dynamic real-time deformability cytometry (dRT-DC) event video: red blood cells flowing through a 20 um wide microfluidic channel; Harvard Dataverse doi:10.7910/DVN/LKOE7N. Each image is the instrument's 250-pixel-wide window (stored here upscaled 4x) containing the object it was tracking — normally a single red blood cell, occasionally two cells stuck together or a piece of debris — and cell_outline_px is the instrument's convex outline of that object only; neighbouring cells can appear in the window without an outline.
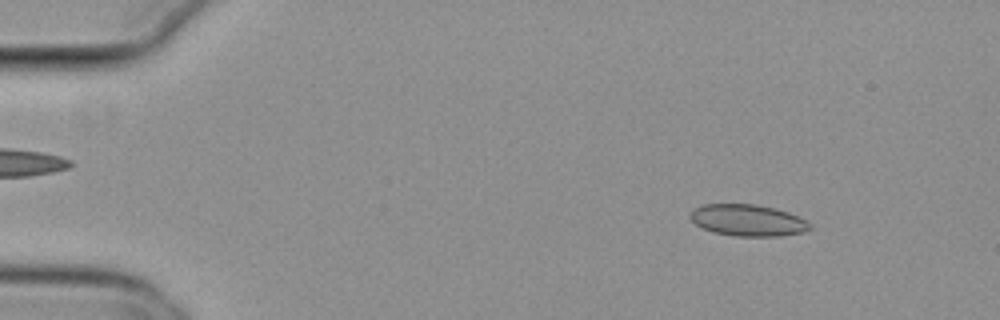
{"species": "common noctule bat (a hibernating species)", "species_latin": "Nyctalus noctula", "temperature_condition": "cold", "stored_images_in_passage": 51, "camera_frame_rate_fps": 3000, "um_per_image_px": 0.085, "animal": {"sex": "female", "body_mass_g": 29.2, "forearm_length_mm": 56.3}, "frame": {"image": 1, "passage_image": 4, "time_ms": 1.0, "image_size_px": [1000, 320], "cell_outline_px": [[812, 228], [804, 232], [780, 236], [736, 236], [712, 232], [696, 224], [688, 216], [692, 208], [704, 204], [756, 204], [776, 208], [788, 212], [812, 224]], "centroid_in_image_um": [63.55, 18.72], "position_along_channel_um": 21.5, "area_um2": 22.14}}
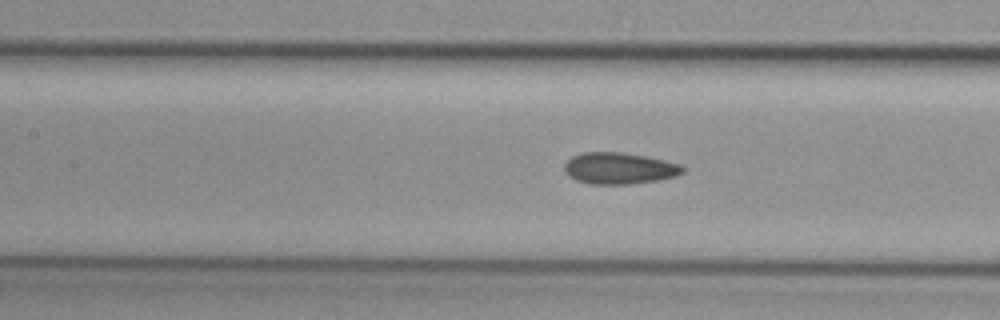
{"frame": {"image": 2, "passage_image": 22, "time_ms": 7.0, "image_size_px": [1000, 320], "cell_outline_px": [[684, 172], [676, 176], [660, 180], [628, 184], [588, 184], [576, 180], [568, 176], [564, 172], [564, 164], [572, 156], [580, 152], [620, 152], [644, 156], [664, 160], [680, 164], [684, 168]], "centroid_in_image_um": [52.61, 14.31], "position_along_channel_um": 154.8, "area_um2": 21.85}}
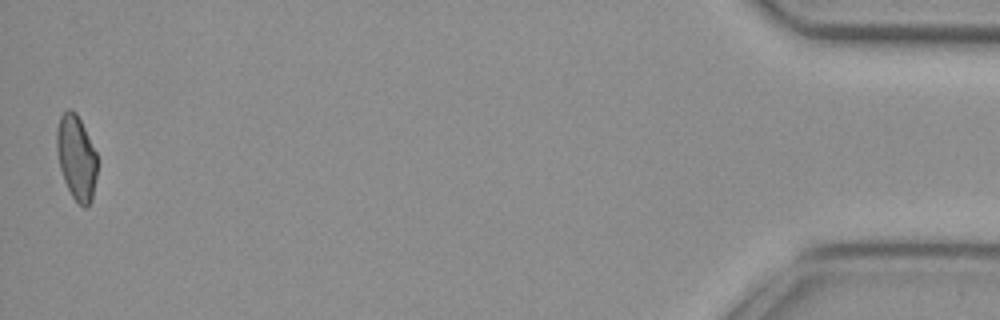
{"frame": {"image": 3, "passage_image": 51, "time_ms": 16.667, "image_size_px": [1000, 320], "cell_outline_px": [[96, 176], [92, 200], [84, 208], [72, 196], [64, 180], [60, 168], [56, 148], [56, 132], [60, 116], [68, 108], [76, 112], [96, 152]], "centroid_in_image_um": [6.48, 13.37], "position_along_channel_um": 428.7, "area_um2": 19.71}, "authors_computed_cell_mechanics": {"area_um2": 21.2704, "velocity_mm_per_s": 3.7954, "shape_relaxation_time_tau1_ms": null, "shape_relaxation_time_tau2_ms": 2.0117, "deformation_change_tau1": null, "deformation_change_tau2": 0.0733}}